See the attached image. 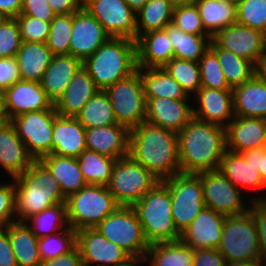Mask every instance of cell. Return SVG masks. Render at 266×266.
<instances>
[{
  "instance_id": "1",
  "label": "cell",
  "mask_w": 266,
  "mask_h": 266,
  "mask_svg": "<svg viewBox=\"0 0 266 266\" xmlns=\"http://www.w3.org/2000/svg\"><path fill=\"white\" fill-rule=\"evenodd\" d=\"M129 156L159 181L181 173L177 133L147 121L130 130Z\"/></svg>"
},
{
  "instance_id": "2",
  "label": "cell",
  "mask_w": 266,
  "mask_h": 266,
  "mask_svg": "<svg viewBox=\"0 0 266 266\" xmlns=\"http://www.w3.org/2000/svg\"><path fill=\"white\" fill-rule=\"evenodd\" d=\"M177 135L181 173L218 170L226 151L224 126L193 117Z\"/></svg>"
},
{
  "instance_id": "3",
  "label": "cell",
  "mask_w": 266,
  "mask_h": 266,
  "mask_svg": "<svg viewBox=\"0 0 266 266\" xmlns=\"http://www.w3.org/2000/svg\"><path fill=\"white\" fill-rule=\"evenodd\" d=\"M13 179L17 222H25L32 215L66 202L58 182L40 161H34Z\"/></svg>"
},
{
  "instance_id": "4",
  "label": "cell",
  "mask_w": 266,
  "mask_h": 266,
  "mask_svg": "<svg viewBox=\"0 0 266 266\" xmlns=\"http://www.w3.org/2000/svg\"><path fill=\"white\" fill-rule=\"evenodd\" d=\"M83 67L96 86L105 90L137 70L136 41L110 37L83 61Z\"/></svg>"
},
{
  "instance_id": "5",
  "label": "cell",
  "mask_w": 266,
  "mask_h": 266,
  "mask_svg": "<svg viewBox=\"0 0 266 266\" xmlns=\"http://www.w3.org/2000/svg\"><path fill=\"white\" fill-rule=\"evenodd\" d=\"M149 245L180 240L172 217V202L167 184L157 182L133 206Z\"/></svg>"
},
{
  "instance_id": "6",
  "label": "cell",
  "mask_w": 266,
  "mask_h": 266,
  "mask_svg": "<svg viewBox=\"0 0 266 266\" xmlns=\"http://www.w3.org/2000/svg\"><path fill=\"white\" fill-rule=\"evenodd\" d=\"M68 225L76 231L95 228L120 205L104 185L87 184L66 199Z\"/></svg>"
},
{
  "instance_id": "7",
  "label": "cell",
  "mask_w": 266,
  "mask_h": 266,
  "mask_svg": "<svg viewBox=\"0 0 266 266\" xmlns=\"http://www.w3.org/2000/svg\"><path fill=\"white\" fill-rule=\"evenodd\" d=\"M228 262H262L258 229L251 212L226 216L218 248Z\"/></svg>"
},
{
  "instance_id": "8",
  "label": "cell",
  "mask_w": 266,
  "mask_h": 266,
  "mask_svg": "<svg viewBox=\"0 0 266 266\" xmlns=\"http://www.w3.org/2000/svg\"><path fill=\"white\" fill-rule=\"evenodd\" d=\"M95 229L107 240L121 247L130 257L145 256L150 248L143 227L132 206H119Z\"/></svg>"
},
{
  "instance_id": "9",
  "label": "cell",
  "mask_w": 266,
  "mask_h": 266,
  "mask_svg": "<svg viewBox=\"0 0 266 266\" xmlns=\"http://www.w3.org/2000/svg\"><path fill=\"white\" fill-rule=\"evenodd\" d=\"M157 182L159 180L142 164L126 156L116 161L106 187L120 206H133Z\"/></svg>"
},
{
  "instance_id": "10",
  "label": "cell",
  "mask_w": 266,
  "mask_h": 266,
  "mask_svg": "<svg viewBox=\"0 0 266 266\" xmlns=\"http://www.w3.org/2000/svg\"><path fill=\"white\" fill-rule=\"evenodd\" d=\"M105 92L109 96L118 124L131 130L145 121L147 98L138 69L107 87Z\"/></svg>"
},
{
  "instance_id": "11",
  "label": "cell",
  "mask_w": 266,
  "mask_h": 266,
  "mask_svg": "<svg viewBox=\"0 0 266 266\" xmlns=\"http://www.w3.org/2000/svg\"><path fill=\"white\" fill-rule=\"evenodd\" d=\"M171 202L175 228L182 234L205 207L200 173H179L165 179Z\"/></svg>"
},
{
  "instance_id": "12",
  "label": "cell",
  "mask_w": 266,
  "mask_h": 266,
  "mask_svg": "<svg viewBox=\"0 0 266 266\" xmlns=\"http://www.w3.org/2000/svg\"><path fill=\"white\" fill-rule=\"evenodd\" d=\"M58 115L53 108L27 112L10 120L35 161L51 154L53 123Z\"/></svg>"
},
{
  "instance_id": "13",
  "label": "cell",
  "mask_w": 266,
  "mask_h": 266,
  "mask_svg": "<svg viewBox=\"0 0 266 266\" xmlns=\"http://www.w3.org/2000/svg\"><path fill=\"white\" fill-rule=\"evenodd\" d=\"M200 180L205 207L224 216H235L249 211L251 202H245L243 191L219 170L200 173Z\"/></svg>"
},
{
  "instance_id": "14",
  "label": "cell",
  "mask_w": 266,
  "mask_h": 266,
  "mask_svg": "<svg viewBox=\"0 0 266 266\" xmlns=\"http://www.w3.org/2000/svg\"><path fill=\"white\" fill-rule=\"evenodd\" d=\"M83 8L100 22L110 37L138 39L136 13L125 0H83Z\"/></svg>"
},
{
  "instance_id": "15",
  "label": "cell",
  "mask_w": 266,
  "mask_h": 266,
  "mask_svg": "<svg viewBox=\"0 0 266 266\" xmlns=\"http://www.w3.org/2000/svg\"><path fill=\"white\" fill-rule=\"evenodd\" d=\"M76 246L84 266H117L130 258L121 247L107 240L95 228L76 231Z\"/></svg>"
},
{
  "instance_id": "16",
  "label": "cell",
  "mask_w": 266,
  "mask_h": 266,
  "mask_svg": "<svg viewBox=\"0 0 266 266\" xmlns=\"http://www.w3.org/2000/svg\"><path fill=\"white\" fill-rule=\"evenodd\" d=\"M212 41L255 65L264 56V33L238 23L217 32Z\"/></svg>"
},
{
  "instance_id": "17",
  "label": "cell",
  "mask_w": 266,
  "mask_h": 266,
  "mask_svg": "<svg viewBox=\"0 0 266 266\" xmlns=\"http://www.w3.org/2000/svg\"><path fill=\"white\" fill-rule=\"evenodd\" d=\"M109 38L100 22L85 8L73 13L69 55L84 61Z\"/></svg>"
},
{
  "instance_id": "18",
  "label": "cell",
  "mask_w": 266,
  "mask_h": 266,
  "mask_svg": "<svg viewBox=\"0 0 266 266\" xmlns=\"http://www.w3.org/2000/svg\"><path fill=\"white\" fill-rule=\"evenodd\" d=\"M193 117L226 127L233 119V92L201 87L192 97Z\"/></svg>"
},
{
  "instance_id": "19",
  "label": "cell",
  "mask_w": 266,
  "mask_h": 266,
  "mask_svg": "<svg viewBox=\"0 0 266 266\" xmlns=\"http://www.w3.org/2000/svg\"><path fill=\"white\" fill-rule=\"evenodd\" d=\"M226 216L204 207L191 224L183 231L180 240L193 250L218 249L222 240Z\"/></svg>"
},
{
  "instance_id": "20",
  "label": "cell",
  "mask_w": 266,
  "mask_h": 266,
  "mask_svg": "<svg viewBox=\"0 0 266 266\" xmlns=\"http://www.w3.org/2000/svg\"><path fill=\"white\" fill-rule=\"evenodd\" d=\"M4 94L9 120L27 112L54 108L40 82L20 80L9 87Z\"/></svg>"
},
{
  "instance_id": "21",
  "label": "cell",
  "mask_w": 266,
  "mask_h": 266,
  "mask_svg": "<svg viewBox=\"0 0 266 266\" xmlns=\"http://www.w3.org/2000/svg\"><path fill=\"white\" fill-rule=\"evenodd\" d=\"M191 103V100L147 98L145 121L179 133L193 118V105Z\"/></svg>"
},
{
  "instance_id": "22",
  "label": "cell",
  "mask_w": 266,
  "mask_h": 266,
  "mask_svg": "<svg viewBox=\"0 0 266 266\" xmlns=\"http://www.w3.org/2000/svg\"><path fill=\"white\" fill-rule=\"evenodd\" d=\"M218 170L236 187L243 190L244 194H246V199H249L250 202L266 199V196L263 193V191H266V186L263 183L260 172L255 170L251 164L247 163L239 153L226 150L221 159ZM259 190L263 193L261 196ZM254 191L256 193H254ZM252 192L256 195L250 197V193ZM248 194L250 195L247 198ZM257 194H259V196Z\"/></svg>"
},
{
  "instance_id": "23",
  "label": "cell",
  "mask_w": 266,
  "mask_h": 266,
  "mask_svg": "<svg viewBox=\"0 0 266 266\" xmlns=\"http://www.w3.org/2000/svg\"><path fill=\"white\" fill-rule=\"evenodd\" d=\"M226 150L240 153L266 147L265 119L236 117L225 127Z\"/></svg>"
},
{
  "instance_id": "24",
  "label": "cell",
  "mask_w": 266,
  "mask_h": 266,
  "mask_svg": "<svg viewBox=\"0 0 266 266\" xmlns=\"http://www.w3.org/2000/svg\"><path fill=\"white\" fill-rule=\"evenodd\" d=\"M86 149L120 159L129 156L130 130L121 124L86 129Z\"/></svg>"
},
{
  "instance_id": "25",
  "label": "cell",
  "mask_w": 266,
  "mask_h": 266,
  "mask_svg": "<svg viewBox=\"0 0 266 266\" xmlns=\"http://www.w3.org/2000/svg\"><path fill=\"white\" fill-rule=\"evenodd\" d=\"M35 160L9 121L0 125V166L11 178L23 174Z\"/></svg>"
},
{
  "instance_id": "26",
  "label": "cell",
  "mask_w": 266,
  "mask_h": 266,
  "mask_svg": "<svg viewBox=\"0 0 266 266\" xmlns=\"http://www.w3.org/2000/svg\"><path fill=\"white\" fill-rule=\"evenodd\" d=\"M86 129L76 117L58 115L53 123L51 154L77 158L86 149Z\"/></svg>"
},
{
  "instance_id": "27",
  "label": "cell",
  "mask_w": 266,
  "mask_h": 266,
  "mask_svg": "<svg viewBox=\"0 0 266 266\" xmlns=\"http://www.w3.org/2000/svg\"><path fill=\"white\" fill-rule=\"evenodd\" d=\"M83 66V61L72 55H53L40 81L48 99L53 103L63 95L67 86L78 70Z\"/></svg>"
},
{
  "instance_id": "28",
  "label": "cell",
  "mask_w": 266,
  "mask_h": 266,
  "mask_svg": "<svg viewBox=\"0 0 266 266\" xmlns=\"http://www.w3.org/2000/svg\"><path fill=\"white\" fill-rule=\"evenodd\" d=\"M99 90L88 71L82 66L54 104V108L61 116L76 117Z\"/></svg>"
},
{
  "instance_id": "29",
  "label": "cell",
  "mask_w": 266,
  "mask_h": 266,
  "mask_svg": "<svg viewBox=\"0 0 266 266\" xmlns=\"http://www.w3.org/2000/svg\"><path fill=\"white\" fill-rule=\"evenodd\" d=\"M137 67L162 68L174 58L171 41L163 30L140 35L136 40Z\"/></svg>"
},
{
  "instance_id": "30",
  "label": "cell",
  "mask_w": 266,
  "mask_h": 266,
  "mask_svg": "<svg viewBox=\"0 0 266 266\" xmlns=\"http://www.w3.org/2000/svg\"><path fill=\"white\" fill-rule=\"evenodd\" d=\"M232 92L234 116L266 119V83L257 74Z\"/></svg>"
},
{
  "instance_id": "31",
  "label": "cell",
  "mask_w": 266,
  "mask_h": 266,
  "mask_svg": "<svg viewBox=\"0 0 266 266\" xmlns=\"http://www.w3.org/2000/svg\"><path fill=\"white\" fill-rule=\"evenodd\" d=\"M39 161L56 179L66 199L87 185L77 158L50 154Z\"/></svg>"
},
{
  "instance_id": "32",
  "label": "cell",
  "mask_w": 266,
  "mask_h": 266,
  "mask_svg": "<svg viewBox=\"0 0 266 266\" xmlns=\"http://www.w3.org/2000/svg\"><path fill=\"white\" fill-rule=\"evenodd\" d=\"M52 57L46 43L23 41L16 54L21 80L40 82Z\"/></svg>"
},
{
  "instance_id": "33",
  "label": "cell",
  "mask_w": 266,
  "mask_h": 266,
  "mask_svg": "<svg viewBox=\"0 0 266 266\" xmlns=\"http://www.w3.org/2000/svg\"><path fill=\"white\" fill-rule=\"evenodd\" d=\"M146 98H170L173 100H192L181 85L162 68L137 67Z\"/></svg>"
},
{
  "instance_id": "34",
  "label": "cell",
  "mask_w": 266,
  "mask_h": 266,
  "mask_svg": "<svg viewBox=\"0 0 266 266\" xmlns=\"http://www.w3.org/2000/svg\"><path fill=\"white\" fill-rule=\"evenodd\" d=\"M200 13L205 31L213 37L227 26L237 23V4L226 0H192Z\"/></svg>"
},
{
  "instance_id": "35",
  "label": "cell",
  "mask_w": 266,
  "mask_h": 266,
  "mask_svg": "<svg viewBox=\"0 0 266 266\" xmlns=\"http://www.w3.org/2000/svg\"><path fill=\"white\" fill-rule=\"evenodd\" d=\"M9 240L18 266H40L42 260L38 250V238L25 222L9 224Z\"/></svg>"
},
{
  "instance_id": "36",
  "label": "cell",
  "mask_w": 266,
  "mask_h": 266,
  "mask_svg": "<svg viewBox=\"0 0 266 266\" xmlns=\"http://www.w3.org/2000/svg\"><path fill=\"white\" fill-rule=\"evenodd\" d=\"M166 31L174 50V58L199 62L200 58L209 49L212 37L210 35H194L185 33L172 22Z\"/></svg>"
},
{
  "instance_id": "37",
  "label": "cell",
  "mask_w": 266,
  "mask_h": 266,
  "mask_svg": "<svg viewBox=\"0 0 266 266\" xmlns=\"http://www.w3.org/2000/svg\"><path fill=\"white\" fill-rule=\"evenodd\" d=\"M178 0H148L136 13L138 37L151 31L163 30L172 22Z\"/></svg>"
},
{
  "instance_id": "38",
  "label": "cell",
  "mask_w": 266,
  "mask_h": 266,
  "mask_svg": "<svg viewBox=\"0 0 266 266\" xmlns=\"http://www.w3.org/2000/svg\"><path fill=\"white\" fill-rule=\"evenodd\" d=\"M147 266H193V249L181 240L150 245Z\"/></svg>"
},
{
  "instance_id": "39",
  "label": "cell",
  "mask_w": 266,
  "mask_h": 266,
  "mask_svg": "<svg viewBox=\"0 0 266 266\" xmlns=\"http://www.w3.org/2000/svg\"><path fill=\"white\" fill-rule=\"evenodd\" d=\"M209 48L217 55L222 72L231 89L244 84L256 74V65L251 61L218 47L212 40Z\"/></svg>"
},
{
  "instance_id": "40",
  "label": "cell",
  "mask_w": 266,
  "mask_h": 266,
  "mask_svg": "<svg viewBox=\"0 0 266 266\" xmlns=\"http://www.w3.org/2000/svg\"><path fill=\"white\" fill-rule=\"evenodd\" d=\"M76 118L85 129L117 124L114 110L105 90H99Z\"/></svg>"
},
{
  "instance_id": "41",
  "label": "cell",
  "mask_w": 266,
  "mask_h": 266,
  "mask_svg": "<svg viewBox=\"0 0 266 266\" xmlns=\"http://www.w3.org/2000/svg\"><path fill=\"white\" fill-rule=\"evenodd\" d=\"M77 161L87 184L107 186L117 159L85 149Z\"/></svg>"
},
{
  "instance_id": "42",
  "label": "cell",
  "mask_w": 266,
  "mask_h": 266,
  "mask_svg": "<svg viewBox=\"0 0 266 266\" xmlns=\"http://www.w3.org/2000/svg\"><path fill=\"white\" fill-rule=\"evenodd\" d=\"M25 223L38 239L58 233L69 226L66 204H58L32 215Z\"/></svg>"
},
{
  "instance_id": "43",
  "label": "cell",
  "mask_w": 266,
  "mask_h": 266,
  "mask_svg": "<svg viewBox=\"0 0 266 266\" xmlns=\"http://www.w3.org/2000/svg\"><path fill=\"white\" fill-rule=\"evenodd\" d=\"M163 68L181 85L188 96L192 97L201 88L198 62L173 58Z\"/></svg>"
},
{
  "instance_id": "44",
  "label": "cell",
  "mask_w": 266,
  "mask_h": 266,
  "mask_svg": "<svg viewBox=\"0 0 266 266\" xmlns=\"http://www.w3.org/2000/svg\"><path fill=\"white\" fill-rule=\"evenodd\" d=\"M75 247L76 230L70 226L58 233L38 239V250L42 261L68 254Z\"/></svg>"
},
{
  "instance_id": "45",
  "label": "cell",
  "mask_w": 266,
  "mask_h": 266,
  "mask_svg": "<svg viewBox=\"0 0 266 266\" xmlns=\"http://www.w3.org/2000/svg\"><path fill=\"white\" fill-rule=\"evenodd\" d=\"M73 14H59L50 22L47 47L53 55H69Z\"/></svg>"
},
{
  "instance_id": "46",
  "label": "cell",
  "mask_w": 266,
  "mask_h": 266,
  "mask_svg": "<svg viewBox=\"0 0 266 266\" xmlns=\"http://www.w3.org/2000/svg\"><path fill=\"white\" fill-rule=\"evenodd\" d=\"M172 23L185 33L209 35L202 25L199 10L192 0H178L176 2Z\"/></svg>"
},
{
  "instance_id": "47",
  "label": "cell",
  "mask_w": 266,
  "mask_h": 266,
  "mask_svg": "<svg viewBox=\"0 0 266 266\" xmlns=\"http://www.w3.org/2000/svg\"><path fill=\"white\" fill-rule=\"evenodd\" d=\"M201 87L232 90L227 83L217 55L209 48L199 60Z\"/></svg>"
},
{
  "instance_id": "48",
  "label": "cell",
  "mask_w": 266,
  "mask_h": 266,
  "mask_svg": "<svg viewBox=\"0 0 266 266\" xmlns=\"http://www.w3.org/2000/svg\"><path fill=\"white\" fill-rule=\"evenodd\" d=\"M237 23L266 32V0H241L237 4Z\"/></svg>"
},
{
  "instance_id": "49",
  "label": "cell",
  "mask_w": 266,
  "mask_h": 266,
  "mask_svg": "<svg viewBox=\"0 0 266 266\" xmlns=\"http://www.w3.org/2000/svg\"><path fill=\"white\" fill-rule=\"evenodd\" d=\"M22 42L16 19L0 18V58L16 57Z\"/></svg>"
},
{
  "instance_id": "50",
  "label": "cell",
  "mask_w": 266,
  "mask_h": 266,
  "mask_svg": "<svg viewBox=\"0 0 266 266\" xmlns=\"http://www.w3.org/2000/svg\"><path fill=\"white\" fill-rule=\"evenodd\" d=\"M15 19L19 26L22 41L46 43L50 22L27 15H19Z\"/></svg>"
},
{
  "instance_id": "51",
  "label": "cell",
  "mask_w": 266,
  "mask_h": 266,
  "mask_svg": "<svg viewBox=\"0 0 266 266\" xmlns=\"http://www.w3.org/2000/svg\"><path fill=\"white\" fill-rule=\"evenodd\" d=\"M16 222L14 179L7 182L0 180V229Z\"/></svg>"
},
{
  "instance_id": "52",
  "label": "cell",
  "mask_w": 266,
  "mask_h": 266,
  "mask_svg": "<svg viewBox=\"0 0 266 266\" xmlns=\"http://www.w3.org/2000/svg\"><path fill=\"white\" fill-rule=\"evenodd\" d=\"M249 211L258 229L262 261H266V199L251 201Z\"/></svg>"
},
{
  "instance_id": "53",
  "label": "cell",
  "mask_w": 266,
  "mask_h": 266,
  "mask_svg": "<svg viewBox=\"0 0 266 266\" xmlns=\"http://www.w3.org/2000/svg\"><path fill=\"white\" fill-rule=\"evenodd\" d=\"M20 80L16 57L0 58V91L5 92Z\"/></svg>"
},
{
  "instance_id": "54",
  "label": "cell",
  "mask_w": 266,
  "mask_h": 266,
  "mask_svg": "<svg viewBox=\"0 0 266 266\" xmlns=\"http://www.w3.org/2000/svg\"><path fill=\"white\" fill-rule=\"evenodd\" d=\"M20 15H27L51 22L56 13L51 9L47 0H22Z\"/></svg>"
},
{
  "instance_id": "55",
  "label": "cell",
  "mask_w": 266,
  "mask_h": 266,
  "mask_svg": "<svg viewBox=\"0 0 266 266\" xmlns=\"http://www.w3.org/2000/svg\"><path fill=\"white\" fill-rule=\"evenodd\" d=\"M193 266H226L225 258L218 249L193 250Z\"/></svg>"
},
{
  "instance_id": "56",
  "label": "cell",
  "mask_w": 266,
  "mask_h": 266,
  "mask_svg": "<svg viewBox=\"0 0 266 266\" xmlns=\"http://www.w3.org/2000/svg\"><path fill=\"white\" fill-rule=\"evenodd\" d=\"M40 266H84L79 248L76 246L68 254L44 260Z\"/></svg>"
},
{
  "instance_id": "57",
  "label": "cell",
  "mask_w": 266,
  "mask_h": 266,
  "mask_svg": "<svg viewBox=\"0 0 266 266\" xmlns=\"http://www.w3.org/2000/svg\"><path fill=\"white\" fill-rule=\"evenodd\" d=\"M0 266H18L6 228L0 229Z\"/></svg>"
},
{
  "instance_id": "58",
  "label": "cell",
  "mask_w": 266,
  "mask_h": 266,
  "mask_svg": "<svg viewBox=\"0 0 266 266\" xmlns=\"http://www.w3.org/2000/svg\"><path fill=\"white\" fill-rule=\"evenodd\" d=\"M51 9L59 14H73L83 7V0H47Z\"/></svg>"
},
{
  "instance_id": "59",
  "label": "cell",
  "mask_w": 266,
  "mask_h": 266,
  "mask_svg": "<svg viewBox=\"0 0 266 266\" xmlns=\"http://www.w3.org/2000/svg\"><path fill=\"white\" fill-rule=\"evenodd\" d=\"M21 11L22 0H0V18H16Z\"/></svg>"
},
{
  "instance_id": "60",
  "label": "cell",
  "mask_w": 266,
  "mask_h": 266,
  "mask_svg": "<svg viewBox=\"0 0 266 266\" xmlns=\"http://www.w3.org/2000/svg\"><path fill=\"white\" fill-rule=\"evenodd\" d=\"M243 159L259 172L262 163V147L239 153Z\"/></svg>"
},
{
  "instance_id": "61",
  "label": "cell",
  "mask_w": 266,
  "mask_h": 266,
  "mask_svg": "<svg viewBox=\"0 0 266 266\" xmlns=\"http://www.w3.org/2000/svg\"><path fill=\"white\" fill-rule=\"evenodd\" d=\"M256 74L266 83V55H264L256 65Z\"/></svg>"
},
{
  "instance_id": "62",
  "label": "cell",
  "mask_w": 266,
  "mask_h": 266,
  "mask_svg": "<svg viewBox=\"0 0 266 266\" xmlns=\"http://www.w3.org/2000/svg\"><path fill=\"white\" fill-rule=\"evenodd\" d=\"M143 263V264H142ZM147 263L146 257H130L124 263L118 264L117 266H143Z\"/></svg>"
},
{
  "instance_id": "63",
  "label": "cell",
  "mask_w": 266,
  "mask_h": 266,
  "mask_svg": "<svg viewBox=\"0 0 266 266\" xmlns=\"http://www.w3.org/2000/svg\"><path fill=\"white\" fill-rule=\"evenodd\" d=\"M9 118L5 109V94L0 91V125L9 122Z\"/></svg>"
},
{
  "instance_id": "64",
  "label": "cell",
  "mask_w": 266,
  "mask_h": 266,
  "mask_svg": "<svg viewBox=\"0 0 266 266\" xmlns=\"http://www.w3.org/2000/svg\"><path fill=\"white\" fill-rule=\"evenodd\" d=\"M259 172L263 183L266 186V147H262V163Z\"/></svg>"
},
{
  "instance_id": "65",
  "label": "cell",
  "mask_w": 266,
  "mask_h": 266,
  "mask_svg": "<svg viewBox=\"0 0 266 266\" xmlns=\"http://www.w3.org/2000/svg\"><path fill=\"white\" fill-rule=\"evenodd\" d=\"M126 3L131 7V9L137 13L148 0H125Z\"/></svg>"
},
{
  "instance_id": "66",
  "label": "cell",
  "mask_w": 266,
  "mask_h": 266,
  "mask_svg": "<svg viewBox=\"0 0 266 266\" xmlns=\"http://www.w3.org/2000/svg\"><path fill=\"white\" fill-rule=\"evenodd\" d=\"M226 266H259V262L246 263V262H228Z\"/></svg>"
},
{
  "instance_id": "67",
  "label": "cell",
  "mask_w": 266,
  "mask_h": 266,
  "mask_svg": "<svg viewBox=\"0 0 266 266\" xmlns=\"http://www.w3.org/2000/svg\"><path fill=\"white\" fill-rule=\"evenodd\" d=\"M264 55H266V32L264 33Z\"/></svg>"
},
{
  "instance_id": "68",
  "label": "cell",
  "mask_w": 266,
  "mask_h": 266,
  "mask_svg": "<svg viewBox=\"0 0 266 266\" xmlns=\"http://www.w3.org/2000/svg\"><path fill=\"white\" fill-rule=\"evenodd\" d=\"M226 1H230V2H232V3H236V4H238L241 0H226Z\"/></svg>"
},
{
  "instance_id": "69",
  "label": "cell",
  "mask_w": 266,
  "mask_h": 266,
  "mask_svg": "<svg viewBox=\"0 0 266 266\" xmlns=\"http://www.w3.org/2000/svg\"><path fill=\"white\" fill-rule=\"evenodd\" d=\"M259 266H266V261L259 262Z\"/></svg>"
},
{
  "instance_id": "70",
  "label": "cell",
  "mask_w": 266,
  "mask_h": 266,
  "mask_svg": "<svg viewBox=\"0 0 266 266\" xmlns=\"http://www.w3.org/2000/svg\"><path fill=\"white\" fill-rule=\"evenodd\" d=\"M265 140H266V119H265Z\"/></svg>"
}]
</instances>
